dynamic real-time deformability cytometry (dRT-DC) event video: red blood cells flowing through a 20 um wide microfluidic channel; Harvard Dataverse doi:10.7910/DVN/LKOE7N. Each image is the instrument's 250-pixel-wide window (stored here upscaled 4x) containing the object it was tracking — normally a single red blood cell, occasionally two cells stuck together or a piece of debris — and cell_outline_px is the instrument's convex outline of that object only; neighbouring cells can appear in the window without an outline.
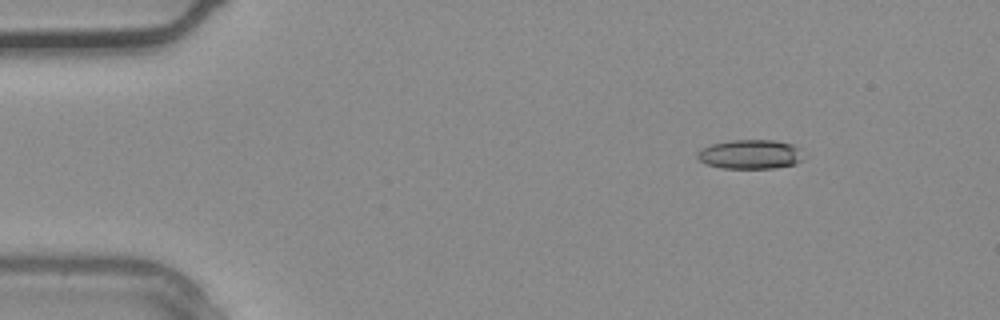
{"species": "common noctule bat (a hibernating species)", "species_latin": "Nyctalus noctula", "temperature_condition": "warm", "stored_images_in_passage": 33, "camera_frame_rate_fps": 3000, "um_per_image_px": 0.085, "animal": {"sex": "male", "body_mass_g": 20.4}, "frame": {"image": 1, "passage_image": 1, "time_ms": 0.0, "image_size_px": [1000, 320], "cell_outline_px": [[808, 156], [796, 164], [772, 168], [720, 168], [708, 164], [700, 160], [696, 156], [696, 152], [712, 144], [732, 140], [772, 140], [792, 144], [800, 148]], "centroid_in_image_um": [63.85, 13.12], "position_along_channel_um": 21.1, "area_um2": 18.26}}
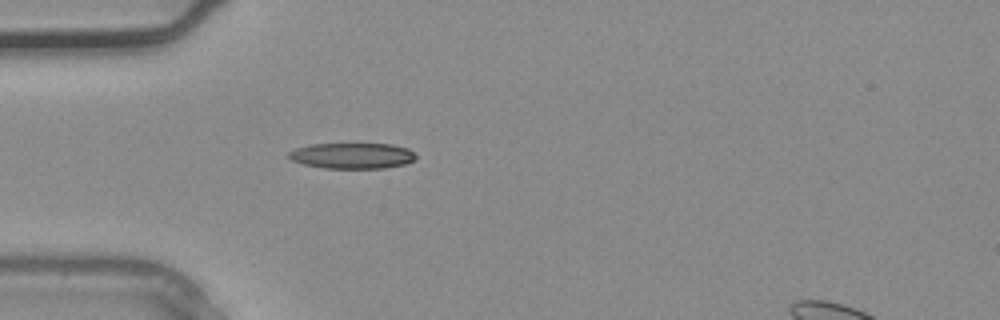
{"frame": {"image": 2, "passage_image": 7, "time_ms": 2.0, "image_size_px": [1000, 320], "cell_outline_px": [[416, 160], [404, 164], [384, 168], [324, 168], [304, 164], [292, 160], [288, 156], [288, 152], [296, 148], [312, 144], [392, 144], [408, 148], [416, 156]], "centroid_in_image_um": [29.95, 13.23], "position_along_channel_um": 55.0, "area_um2": 19.02}}
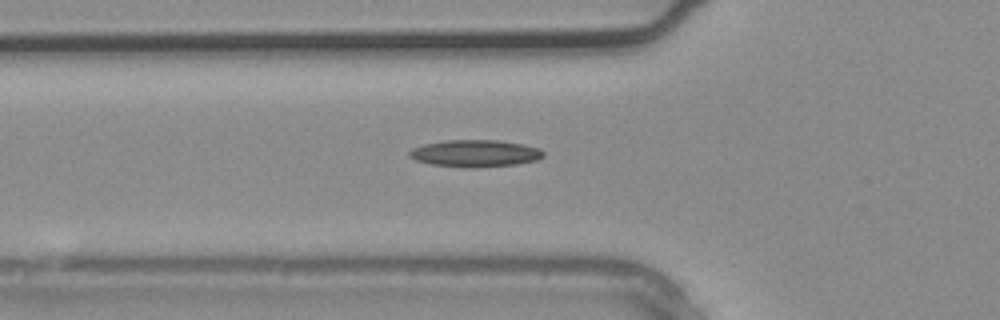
{"frame": {"image": 3, "passage_image": 9, "time_ms": 2.667, "image_size_px": [1000, 320], "cell_outline_px": [[544, 156], [536, 160], [516, 164], [468, 168], [464, 168], [432, 164], [416, 160], [408, 156], [408, 152], [412, 148], [424, 144], [448, 140], [500, 140], [524, 144], [540, 148], [544, 152]], "centroid_in_image_um": [40.39, 13.03], "position_along_channel_um": 85.4, "area_um2": 21.15}}